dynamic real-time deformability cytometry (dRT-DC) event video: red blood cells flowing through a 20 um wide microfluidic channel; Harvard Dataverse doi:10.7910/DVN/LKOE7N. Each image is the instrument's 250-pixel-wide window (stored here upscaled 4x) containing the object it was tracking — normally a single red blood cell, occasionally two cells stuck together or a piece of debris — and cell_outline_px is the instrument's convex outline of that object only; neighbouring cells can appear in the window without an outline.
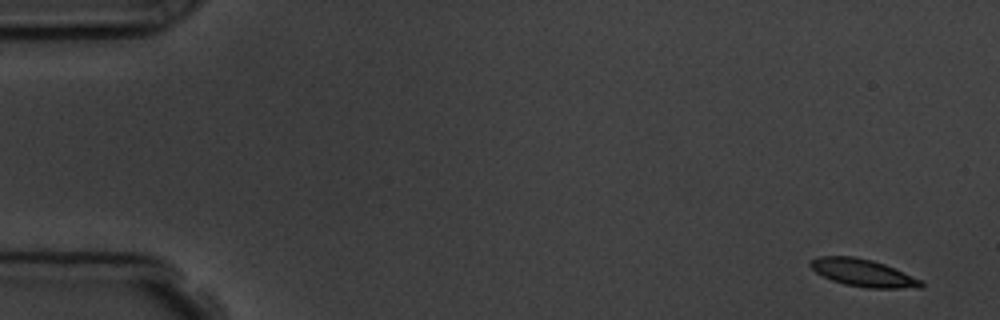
{"species": "common noctule bat (a hibernating species)", "species_latin": "Nyctalus noctula", "temperature_condition": "room temperature", "stored_images_in_passage": 5, "segment_of_instrument_passage": [1, 2], "camera_frame_rate_fps": 3000, "um_per_image_px": 0.085, "animal": {"sex": "male", "body_mass_g": 19.5, "forearm_length_mm": 54.6}, "frame": {"image": 1, "passage_image": 1, "time_ms": 0.0, "image_size_px": [1000, 320], "cell_outline_px": [[924, 284], [920, 288], [868, 288], [844, 284], [832, 280], [816, 272], [808, 264], [816, 256], [852, 256], [872, 260], [884, 264], [924, 280]], "centroid_in_image_um": [73.39, 23.19], "position_along_channel_um": 11.6, "area_um2": 17.69}}